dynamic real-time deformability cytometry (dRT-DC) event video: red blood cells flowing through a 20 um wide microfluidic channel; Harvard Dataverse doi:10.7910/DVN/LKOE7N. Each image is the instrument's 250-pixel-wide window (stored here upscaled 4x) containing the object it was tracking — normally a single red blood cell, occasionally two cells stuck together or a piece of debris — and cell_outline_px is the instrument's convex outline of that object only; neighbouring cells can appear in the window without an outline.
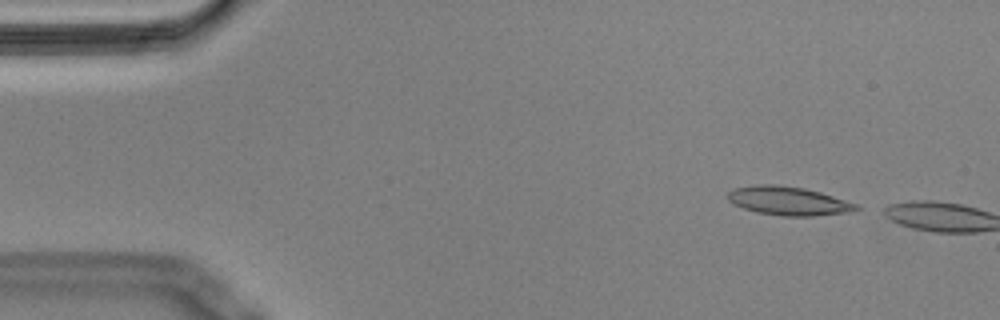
{"species": "Egyptian fruit bat (a non-hibernating species)", "species_latin": "Rousettus aegyptiacus", "temperature_condition": "cold", "stored_images_in_passage": 4, "camera_frame_rate_fps": 3000, "um_per_image_px": 0.085, "animal": {"sex": "male"}, "frame": {"image": 1, "passage_image": 2, "time_ms": 0.333, "image_size_px": [1000, 320], "cell_outline_px": [[864, 208], [852, 212], [812, 216], [784, 216], [756, 212], [732, 204], [728, 200], [728, 192], [732, 188], [760, 184], [776, 184], [804, 188], [820, 192], [860, 204]], "centroid_in_image_um": [67.07, 17.08], "position_along_channel_um": 17.9, "area_um2": 21.79}}